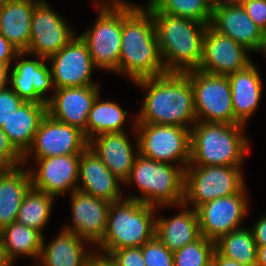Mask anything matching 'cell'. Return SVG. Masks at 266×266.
<instances>
[{"label":"cell","mask_w":266,"mask_h":266,"mask_svg":"<svg viewBox=\"0 0 266 266\" xmlns=\"http://www.w3.org/2000/svg\"><path fill=\"white\" fill-rule=\"evenodd\" d=\"M134 82L147 90L135 123L174 125L191 130L197 122L194 90L186 73L167 72Z\"/></svg>","instance_id":"1"},{"label":"cell","mask_w":266,"mask_h":266,"mask_svg":"<svg viewBox=\"0 0 266 266\" xmlns=\"http://www.w3.org/2000/svg\"><path fill=\"white\" fill-rule=\"evenodd\" d=\"M133 82L167 73L159 52L152 13L122 0V36L118 69Z\"/></svg>","instance_id":"2"},{"label":"cell","mask_w":266,"mask_h":266,"mask_svg":"<svg viewBox=\"0 0 266 266\" xmlns=\"http://www.w3.org/2000/svg\"><path fill=\"white\" fill-rule=\"evenodd\" d=\"M159 52L167 72L198 69L208 25L188 18L152 13Z\"/></svg>","instance_id":"3"},{"label":"cell","mask_w":266,"mask_h":266,"mask_svg":"<svg viewBox=\"0 0 266 266\" xmlns=\"http://www.w3.org/2000/svg\"><path fill=\"white\" fill-rule=\"evenodd\" d=\"M243 124L197 121L191 128L190 163L197 166H241L249 151Z\"/></svg>","instance_id":"4"},{"label":"cell","mask_w":266,"mask_h":266,"mask_svg":"<svg viewBox=\"0 0 266 266\" xmlns=\"http://www.w3.org/2000/svg\"><path fill=\"white\" fill-rule=\"evenodd\" d=\"M156 210L127 198L111 203L104 237L97 245L99 253L109 256L117 249L141 247L152 239L156 231Z\"/></svg>","instance_id":"5"},{"label":"cell","mask_w":266,"mask_h":266,"mask_svg":"<svg viewBox=\"0 0 266 266\" xmlns=\"http://www.w3.org/2000/svg\"><path fill=\"white\" fill-rule=\"evenodd\" d=\"M138 186L142 196H128L156 207L178 206L184 201L185 170L181 166L162 163L138 155L125 185Z\"/></svg>","instance_id":"6"},{"label":"cell","mask_w":266,"mask_h":266,"mask_svg":"<svg viewBox=\"0 0 266 266\" xmlns=\"http://www.w3.org/2000/svg\"><path fill=\"white\" fill-rule=\"evenodd\" d=\"M243 176L241 166L187 165L183 203L196 210L216 198L240 193L246 186Z\"/></svg>","instance_id":"7"},{"label":"cell","mask_w":266,"mask_h":266,"mask_svg":"<svg viewBox=\"0 0 266 266\" xmlns=\"http://www.w3.org/2000/svg\"><path fill=\"white\" fill-rule=\"evenodd\" d=\"M133 130L137 133L139 155L172 165L177 162L184 170L190 163L189 128L134 121Z\"/></svg>","instance_id":"8"},{"label":"cell","mask_w":266,"mask_h":266,"mask_svg":"<svg viewBox=\"0 0 266 266\" xmlns=\"http://www.w3.org/2000/svg\"><path fill=\"white\" fill-rule=\"evenodd\" d=\"M97 8L98 19L79 36L86 42L95 67L115 73L121 50L122 0Z\"/></svg>","instance_id":"9"},{"label":"cell","mask_w":266,"mask_h":266,"mask_svg":"<svg viewBox=\"0 0 266 266\" xmlns=\"http://www.w3.org/2000/svg\"><path fill=\"white\" fill-rule=\"evenodd\" d=\"M185 73L193 86L197 121L234 124L228 76L213 75L198 69Z\"/></svg>","instance_id":"10"},{"label":"cell","mask_w":266,"mask_h":266,"mask_svg":"<svg viewBox=\"0 0 266 266\" xmlns=\"http://www.w3.org/2000/svg\"><path fill=\"white\" fill-rule=\"evenodd\" d=\"M73 31L46 0H40L32 14L30 44L25 52L48 59L77 35Z\"/></svg>","instance_id":"11"},{"label":"cell","mask_w":266,"mask_h":266,"mask_svg":"<svg viewBox=\"0 0 266 266\" xmlns=\"http://www.w3.org/2000/svg\"><path fill=\"white\" fill-rule=\"evenodd\" d=\"M47 60L50 61L53 90L66 87L99 86L91 78L93 69L96 67L86 42L80 36H75Z\"/></svg>","instance_id":"12"},{"label":"cell","mask_w":266,"mask_h":266,"mask_svg":"<svg viewBox=\"0 0 266 266\" xmlns=\"http://www.w3.org/2000/svg\"><path fill=\"white\" fill-rule=\"evenodd\" d=\"M246 188L236 194L216 198L200 205L198 214L201 236L216 242L220 237L241 228L249 208Z\"/></svg>","instance_id":"13"},{"label":"cell","mask_w":266,"mask_h":266,"mask_svg":"<svg viewBox=\"0 0 266 266\" xmlns=\"http://www.w3.org/2000/svg\"><path fill=\"white\" fill-rule=\"evenodd\" d=\"M89 146L84 132L53 119L46 114L38 127L31 148L24 155L23 163L33 153L34 159L81 154Z\"/></svg>","instance_id":"14"},{"label":"cell","mask_w":266,"mask_h":266,"mask_svg":"<svg viewBox=\"0 0 266 266\" xmlns=\"http://www.w3.org/2000/svg\"><path fill=\"white\" fill-rule=\"evenodd\" d=\"M247 52L250 51L209 24L204 33L203 55L198 70L213 75H229L253 62Z\"/></svg>","instance_id":"15"},{"label":"cell","mask_w":266,"mask_h":266,"mask_svg":"<svg viewBox=\"0 0 266 266\" xmlns=\"http://www.w3.org/2000/svg\"><path fill=\"white\" fill-rule=\"evenodd\" d=\"M80 154L35 159L38 169H29L32 187L57 197L77 190ZM38 164V165H37Z\"/></svg>","instance_id":"16"},{"label":"cell","mask_w":266,"mask_h":266,"mask_svg":"<svg viewBox=\"0 0 266 266\" xmlns=\"http://www.w3.org/2000/svg\"><path fill=\"white\" fill-rule=\"evenodd\" d=\"M70 195L72 226L66 225L63 229L97 246L104 237L111 203L78 190Z\"/></svg>","instance_id":"17"},{"label":"cell","mask_w":266,"mask_h":266,"mask_svg":"<svg viewBox=\"0 0 266 266\" xmlns=\"http://www.w3.org/2000/svg\"><path fill=\"white\" fill-rule=\"evenodd\" d=\"M25 56H28L26 52L17 55L16 60L20 58V61L11 70L9 84L25 102L47 104L51 96L46 97L45 93L54 87L50 68L45 64L48 60L39 56L24 59Z\"/></svg>","instance_id":"18"},{"label":"cell","mask_w":266,"mask_h":266,"mask_svg":"<svg viewBox=\"0 0 266 266\" xmlns=\"http://www.w3.org/2000/svg\"><path fill=\"white\" fill-rule=\"evenodd\" d=\"M98 94V86L54 89L51 100L47 103V114L57 121L78 128L86 136L88 114Z\"/></svg>","instance_id":"19"},{"label":"cell","mask_w":266,"mask_h":266,"mask_svg":"<svg viewBox=\"0 0 266 266\" xmlns=\"http://www.w3.org/2000/svg\"><path fill=\"white\" fill-rule=\"evenodd\" d=\"M210 25L250 52H262L266 44L263 30L251 20L242 6H213Z\"/></svg>","instance_id":"20"},{"label":"cell","mask_w":266,"mask_h":266,"mask_svg":"<svg viewBox=\"0 0 266 266\" xmlns=\"http://www.w3.org/2000/svg\"><path fill=\"white\" fill-rule=\"evenodd\" d=\"M120 184L124 183L89 146L80 154L78 191L114 203L123 199Z\"/></svg>","instance_id":"21"},{"label":"cell","mask_w":266,"mask_h":266,"mask_svg":"<svg viewBox=\"0 0 266 266\" xmlns=\"http://www.w3.org/2000/svg\"><path fill=\"white\" fill-rule=\"evenodd\" d=\"M126 132H107L89 140V147L102 160L107 168L123 183L129 178L134 161L139 155Z\"/></svg>","instance_id":"22"},{"label":"cell","mask_w":266,"mask_h":266,"mask_svg":"<svg viewBox=\"0 0 266 266\" xmlns=\"http://www.w3.org/2000/svg\"><path fill=\"white\" fill-rule=\"evenodd\" d=\"M227 76L231 85L234 124L245 125L262 98L263 85L260 72L252 62L246 68Z\"/></svg>","instance_id":"23"},{"label":"cell","mask_w":266,"mask_h":266,"mask_svg":"<svg viewBox=\"0 0 266 266\" xmlns=\"http://www.w3.org/2000/svg\"><path fill=\"white\" fill-rule=\"evenodd\" d=\"M177 207L184 210L172 218H156L155 235L173 253L201 237L197 211L184 203Z\"/></svg>","instance_id":"24"},{"label":"cell","mask_w":266,"mask_h":266,"mask_svg":"<svg viewBox=\"0 0 266 266\" xmlns=\"http://www.w3.org/2000/svg\"><path fill=\"white\" fill-rule=\"evenodd\" d=\"M0 169V230L16 221L25 194L32 187L28 168Z\"/></svg>","instance_id":"25"},{"label":"cell","mask_w":266,"mask_h":266,"mask_svg":"<svg viewBox=\"0 0 266 266\" xmlns=\"http://www.w3.org/2000/svg\"><path fill=\"white\" fill-rule=\"evenodd\" d=\"M44 241L43 237L40 263L37 266H86L94 253L85 248L88 243L86 240L64 229L50 244H45Z\"/></svg>","instance_id":"26"},{"label":"cell","mask_w":266,"mask_h":266,"mask_svg":"<svg viewBox=\"0 0 266 266\" xmlns=\"http://www.w3.org/2000/svg\"><path fill=\"white\" fill-rule=\"evenodd\" d=\"M46 114V103L24 102L1 127L23 156L31 148L39 124Z\"/></svg>","instance_id":"27"},{"label":"cell","mask_w":266,"mask_h":266,"mask_svg":"<svg viewBox=\"0 0 266 266\" xmlns=\"http://www.w3.org/2000/svg\"><path fill=\"white\" fill-rule=\"evenodd\" d=\"M39 1H8L0 9V33L20 52L30 44L31 18Z\"/></svg>","instance_id":"28"},{"label":"cell","mask_w":266,"mask_h":266,"mask_svg":"<svg viewBox=\"0 0 266 266\" xmlns=\"http://www.w3.org/2000/svg\"><path fill=\"white\" fill-rule=\"evenodd\" d=\"M0 235L13 263L21 255L39 259L44 237L41 232L15 221L0 230Z\"/></svg>","instance_id":"29"},{"label":"cell","mask_w":266,"mask_h":266,"mask_svg":"<svg viewBox=\"0 0 266 266\" xmlns=\"http://www.w3.org/2000/svg\"><path fill=\"white\" fill-rule=\"evenodd\" d=\"M100 95L92 103L87 118L86 138L89 141L97 135L107 132H126L127 110H123L114 101H102Z\"/></svg>","instance_id":"30"},{"label":"cell","mask_w":266,"mask_h":266,"mask_svg":"<svg viewBox=\"0 0 266 266\" xmlns=\"http://www.w3.org/2000/svg\"><path fill=\"white\" fill-rule=\"evenodd\" d=\"M215 249L244 266L257 265V246L251 229L242 227L223 235L215 242Z\"/></svg>","instance_id":"31"},{"label":"cell","mask_w":266,"mask_h":266,"mask_svg":"<svg viewBox=\"0 0 266 266\" xmlns=\"http://www.w3.org/2000/svg\"><path fill=\"white\" fill-rule=\"evenodd\" d=\"M54 197L31 187L25 194L16 217V222L31 227L43 234L49 222Z\"/></svg>","instance_id":"32"},{"label":"cell","mask_w":266,"mask_h":266,"mask_svg":"<svg viewBox=\"0 0 266 266\" xmlns=\"http://www.w3.org/2000/svg\"><path fill=\"white\" fill-rule=\"evenodd\" d=\"M146 8L151 13H164L188 18L209 25L213 6L208 0H150Z\"/></svg>","instance_id":"33"},{"label":"cell","mask_w":266,"mask_h":266,"mask_svg":"<svg viewBox=\"0 0 266 266\" xmlns=\"http://www.w3.org/2000/svg\"><path fill=\"white\" fill-rule=\"evenodd\" d=\"M214 250L215 242L201 236L173 253L174 266H206Z\"/></svg>","instance_id":"34"},{"label":"cell","mask_w":266,"mask_h":266,"mask_svg":"<svg viewBox=\"0 0 266 266\" xmlns=\"http://www.w3.org/2000/svg\"><path fill=\"white\" fill-rule=\"evenodd\" d=\"M141 248L145 266H174L173 252L156 235Z\"/></svg>","instance_id":"35"},{"label":"cell","mask_w":266,"mask_h":266,"mask_svg":"<svg viewBox=\"0 0 266 266\" xmlns=\"http://www.w3.org/2000/svg\"><path fill=\"white\" fill-rule=\"evenodd\" d=\"M24 156L13 146L7 134L0 128V169H12L23 165Z\"/></svg>","instance_id":"36"},{"label":"cell","mask_w":266,"mask_h":266,"mask_svg":"<svg viewBox=\"0 0 266 266\" xmlns=\"http://www.w3.org/2000/svg\"><path fill=\"white\" fill-rule=\"evenodd\" d=\"M24 102L12 88L0 90V128Z\"/></svg>","instance_id":"37"},{"label":"cell","mask_w":266,"mask_h":266,"mask_svg":"<svg viewBox=\"0 0 266 266\" xmlns=\"http://www.w3.org/2000/svg\"><path fill=\"white\" fill-rule=\"evenodd\" d=\"M109 256L117 266H145L141 247L117 249Z\"/></svg>","instance_id":"38"},{"label":"cell","mask_w":266,"mask_h":266,"mask_svg":"<svg viewBox=\"0 0 266 266\" xmlns=\"http://www.w3.org/2000/svg\"><path fill=\"white\" fill-rule=\"evenodd\" d=\"M242 7L263 31L266 29V0H245Z\"/></svg>","instance_id":"39"},{"label":"cell","mask_w":266,"mask_h":266,"mask_svg":"<svg viewBox=\"0 0 266 266\" xmlns=\"http://www.w3.org/2000/svg\"><path fill=\"white\" fill-rule=\"evenodd\" d=\"M20 51L0 33V63H12Z\"/></svg>","instance_id":"40"},{"label":"cell","mask_w":266,"mask_h":266,"mask_svg":"<svg viewBox=\"0 0 266 266\" xmlns=\"http://www.w3.org/2000/svg\"><path fill=\"white\" fill-rule=\"evenodd\" d=\"M252 230L256 246L266 245V215L258 219Z\"/></svg>","instance_id":"41"},{"label":"cell","mask_w":266,"mask_h":266,"mask_svg":"<svg viewBox=\"0 0 266 266\" xmlns=\"http://www.w3.org/2000/svg\"><path fill=\"white\" fill-rule=\"evenodd\" d=\"M93 253L87 262L86 266H117L115 262L108 255Z\"/></svg>","instance_id":"42"},{"label":"cell","mask_w":266,"mask_h":266,"mask_svg":"<svg viewBox=\"0 0 266 266\" xmlns=\"http://www.w3.org/2000/svg\"><path fill=\"white\" fill-rule=\"evenodd\" d=\"M211 261L215 266H244L238 261L222 256L216 249L213 252Z\"/></svg>","instance_id":"43"},{"label":"cell","mask_w":266,"mask_h":266,"mask_svg":"<svg viewBox=\"0 0 266 266\" xmlns=\"http://www.w3.org/2000/svg\"><path fill=\"white\" fill-rule=\"evenodd\" d=\"M12 63H0V90L9 87V69Z\"/></svg>","instance_id":"44"},{"label":"cell","mask_w":266,"mask_h":266,"mask_svg":"<svg viewBox=\"0 0 266 266\" xmlns=\"http://www.w3.org/2000/svg\"><path fill=\"white\" fill-rule=\"evenodd\" d=\"M13 262L8 258L2 237L0 235V266H12Z\"/></svg>","instance_id":"45"},{"label":"cell","mask_w":266,"mask_h":266,"mask_svg":"<svg viewBox=\"0 0 266 266\" xmlns=\"http://www.w3.org/2000/svg\"><path fill=\"white\" fill-rule=\"evenodd\" d=\"M266 266V245L257 246V265Z\"/></svg>","instance_id":"46"},{"label":"cell","mask_w":266,"mask_h":266,"mask_svg":"<svg viewBox=\"0 0 266 266\" xmlns=\"http://www.w3.org/2000/svg\"><path fill=\"white\" fill-rule=\"evenodd\" d=\"M245 0H217L212 6H242Z\"/></svg>","instance_id":"47"},{"label":"cell","mask_w":266,"mask_h":266,"mask_svg":"<svg viewBox=\"0 0 266 266\" xmlns=\"http://www.w3.org/2000/svg\"><path fill=\"white\" fill-rule=\"evenodd\" d=\"M96 3H95V5H96V7L97 6H102V5H110V4H114V3H117V2H119V1H121V0H111V1H107V0H94ZM102 2V3H101Z\"/></svg>","instance_id":"48"},{"label":"cell","mask_w":266,"mask_h":266,"mask_svg":"<svg viewBox=\"0 0 266 266\" xmlns=\"http://www.w3.org/2000/svg\"><path fill=\"white\" fill-rule=\"evenodd\" d=\"M8 2V0H0V9Z\"/></svg>","instance_id":"49"},{"label":"cell","mask_w":266,"mask_h":266,"mask_svg":"<svg viewBox=\"0 0 266 266\" xmlns=\"http://www.w3.org/2000/svg\"><path fill=\"white\" fill-rule=\"evenodd\" d=\"M262 52L265 54L266 56V44L264 45L263 49H262Z\"/></svg>","instance_id":"50"},{"label":"cell","mask_w":266,"mask_h":266,"mask_svg":"<svg viewBox=\"0 0 266 266\" xmlns=\"http://www.w3.org/2000/svg\"><path fill=\"white\" fill-rule=\"evenodd\" d=\"M206 266H215V264L212 261H210Z\"/></svg>","instance_id":"51"},{"label":"cell","mask_w":266,"mask_h":266,"mask_svg":"<svg viewBox=\"0 0 266 266\" xmlns=\"http://www.w3.org/2000/svg\"><path fill=\"white\" fill-rule=\"evenodd\" d=\"M211 5H213L217 0H208Z\"/></svg>","instance_id":"52"},{"label":"cell","mask_w":266,"mask_h":266,"mask_svg":"<svg viewBox=\"0 0 266 266\" xmlns=\"http://www.w3.org/2000/svg\"><path fill=\"white\" fill-rule=\"evenodd\" d=\"M8 1H17V0H8ZM18 1H26V0H18Z\"/></svg>","instance_id":"53"},{"label":"cell","mask_w":266,"mask_h":266,"mask_svg":"<svg viewBox=\"0 0 266 266\" xmlns=\"http://www.w3.org/2000/svg\"><path fill=\"white\" fill-rule=\"evenodd\" d=\"M263 32H264V36H265V38H266V29H265Z\"/></svg>","instance_id":"54"}]
</instances>
